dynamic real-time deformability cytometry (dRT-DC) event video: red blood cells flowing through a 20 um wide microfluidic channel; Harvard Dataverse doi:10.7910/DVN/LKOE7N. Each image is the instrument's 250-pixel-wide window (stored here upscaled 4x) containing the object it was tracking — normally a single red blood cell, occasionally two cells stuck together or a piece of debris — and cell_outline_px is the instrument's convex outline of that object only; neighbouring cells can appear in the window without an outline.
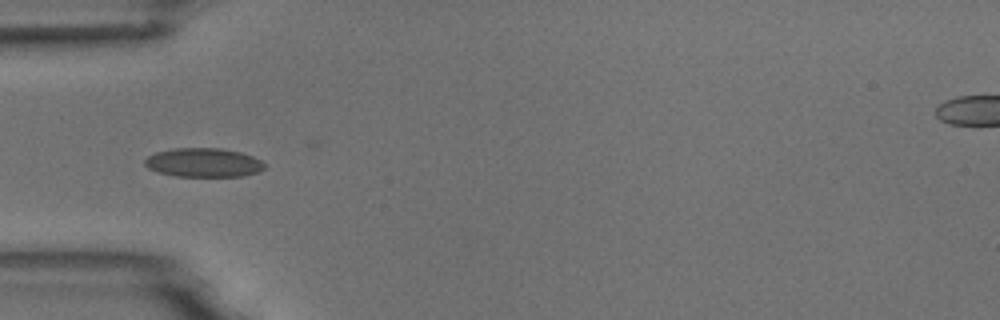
{"species": "common noctule bat (a hibernating species)", "species_latin": "Nyctalus noctula", "temperature_condition": "room temperature", "stored_images_in_passage": 6, "camera_frame_rate_fps": 3000, "um_per_image_px": 0.085, "animal": {"sex": "male", "body_mass_g": 18.8}, "frame": {"image": 1, "passage_image": 6, "time_ms": 5.667, "image_size_px": [1000, 320], "cell_outline_px": [[264, 168], [260, 172], [244, 176], [176, 176], [160, 172], [148, 168], [144, 164], [144, 160], [148, 156], [156, 152], [176, 148], [220, 148], [240, 152], [252, 156], [260, 160], [264, 164]], "centroid_in_image_um": [17.31, 13.82], "position_along_channel_um": 67.7, "area_um2": 20.11}}